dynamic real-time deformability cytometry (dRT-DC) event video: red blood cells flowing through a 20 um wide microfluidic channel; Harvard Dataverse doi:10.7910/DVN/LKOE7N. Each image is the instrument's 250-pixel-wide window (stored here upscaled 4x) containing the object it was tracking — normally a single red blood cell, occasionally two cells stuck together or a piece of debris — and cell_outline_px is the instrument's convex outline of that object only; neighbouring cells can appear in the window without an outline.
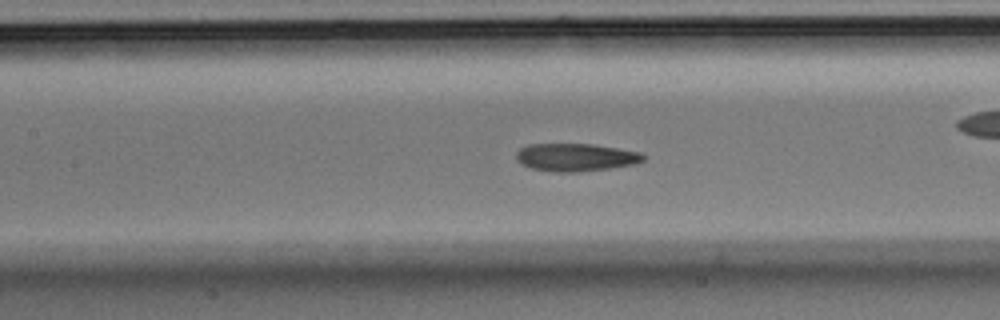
{"species": "Egyptian fruit bat (a non-hibernating species)", "species_latin": "Rousettus aegyptiacus", "temperature_condition": "room temperature", "stored_images_in_passage": 55, "camera_frame_rate_fps": 3000, "um_per_image_px": 0.085, "animal": {"sex": "male"}, "frame": {"image": 1, "passage_image": 24, "time_ms": 7.667, "image_size_px": [1000, 320], "cell_outline_px": [[648, 156], [644, 160], [636, 164], [608, 168], [576, 172], [556, 172], [532, 168], [520, 164], [516, 160], [516, 152], [520, 148], [528, 144], [592, 144], [644, 152]], "centroid_in_image_um": [48.97, 13.36], "position_along_channel_um": 158.4, "area_um2": 20.81}}